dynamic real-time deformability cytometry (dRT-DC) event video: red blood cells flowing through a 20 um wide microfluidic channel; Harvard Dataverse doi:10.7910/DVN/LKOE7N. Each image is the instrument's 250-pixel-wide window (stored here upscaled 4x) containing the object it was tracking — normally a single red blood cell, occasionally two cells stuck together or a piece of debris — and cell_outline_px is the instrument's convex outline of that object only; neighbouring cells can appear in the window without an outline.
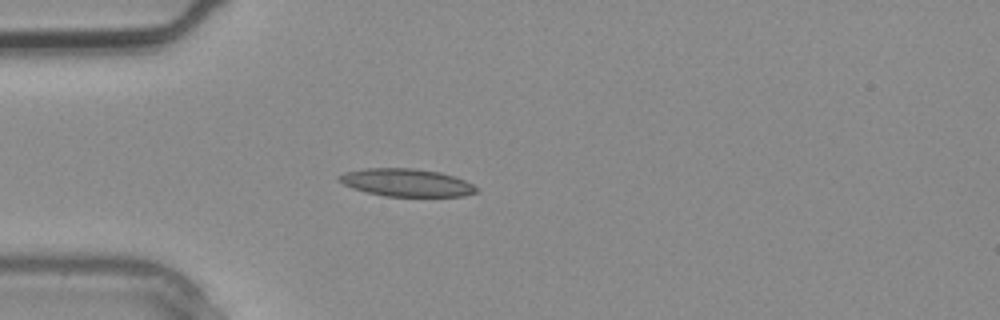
{"species": "common noctule bat (a hibernating species)", "species_latin": "Nyctalus noctula", "temperature_condition": "warm", "stored_images_in_passage": 3, "camera_frame_rate_fps": 3000, "um_per_image_px": 0.085, "animal": {"sex": "male", "body_mass_g": 20.4}, "frame": {"image": 1, "passage_image": 3, "time_ms": 0.667, "image_size_px": [1000, 320], "cell_outline_px": [[480, 192], [464, 196], [384, 196], [352, 188], [336, 180], [336, 176], [344, 172], [364, 168], [412, 168], [440, 172], [464, 180], [472, 184]], "centroid_in_image_um": [34.51, 15.52], "position_along_channel_um": 50.5, "area_um2": 22.2}}